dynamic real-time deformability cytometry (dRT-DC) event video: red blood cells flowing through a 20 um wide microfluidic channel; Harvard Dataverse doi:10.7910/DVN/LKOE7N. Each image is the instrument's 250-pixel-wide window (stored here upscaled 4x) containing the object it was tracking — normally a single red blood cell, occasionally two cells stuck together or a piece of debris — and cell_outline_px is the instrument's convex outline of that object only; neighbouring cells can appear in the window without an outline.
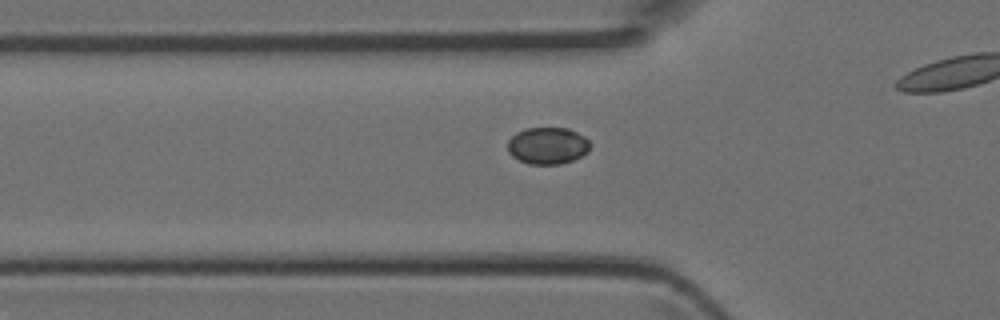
{"species": "Egyptian fruit bat (a non-hibernating species)", "species_latin": "Rousettus aegyptiacus", "temperature_condition": "room temperature", "stored_images_in_passage": 25, "camera_frame_rate_fps": 3000, "um_per_image_px": 0.085, "animal": {"sex": "female"}, "frame": {"image": 1, "passage_image": 4, "time_ms": 1.0, "image_size_px": [1000, 320], "cell_outline_px": [[588, 152], [572, 160], [560, 164], [528, 164], [512, 156], [508, 152], [508, 140], [516, 132], [524, 128], [568, 128], [584, 136], [588, 140]], "centroid_in_image_um": [46.51, 12.37], "position_along_channel_um": 79.3, "area_um2": 17.63}}
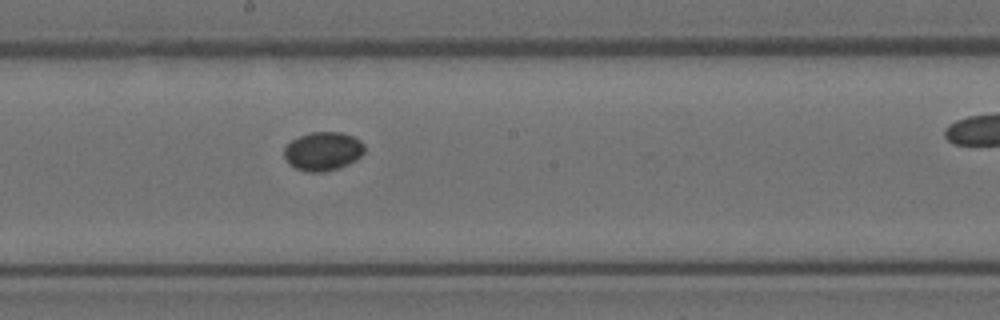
{"frame": {"image": 2, "passage_image": 13, "time_ms": 4.0, "image_size_px": [1000, 320], "cell_outline_px": [[364, 152], [356, 160], [336, 168], [324, 172], [308, 172], [296, 168], [288, 164], [284, 156], [284, 148], [292, 140], [308, 132], [340, 132], [352, 136], [360, 140], [364, 144]], "centroid_in_image_um": [27.43, 12.85], "position_along_channel_um": 220.8, "area_um2": 18.03}}
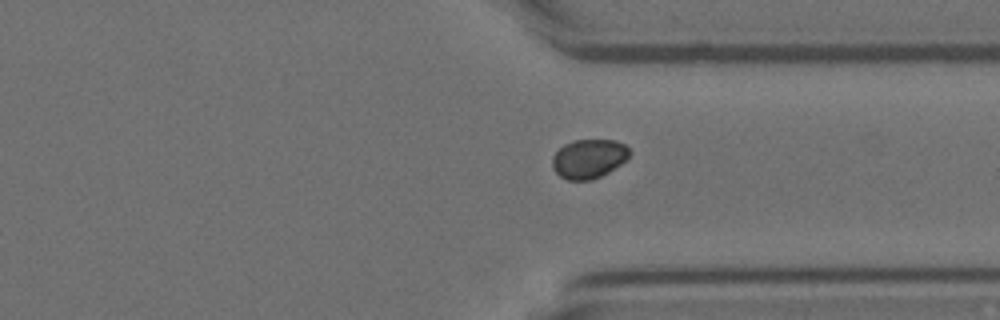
{"frame": {"image": 3, "passage_image": 22, "time_ms": 7.0, "image_size_px": [1000, 320], "cell_outline_px": [[632, 152], [620, 164], [608, 172], [592, 180], [568, 180], [560, 176], [552, 168], [552, 156], [564, 144], [576, 140], [616, 140], [624, 144]], "centroid_in_image_um": [50.03, 13.49], "position_along_channel_um": 361.4, "area_um2": 17.51}}